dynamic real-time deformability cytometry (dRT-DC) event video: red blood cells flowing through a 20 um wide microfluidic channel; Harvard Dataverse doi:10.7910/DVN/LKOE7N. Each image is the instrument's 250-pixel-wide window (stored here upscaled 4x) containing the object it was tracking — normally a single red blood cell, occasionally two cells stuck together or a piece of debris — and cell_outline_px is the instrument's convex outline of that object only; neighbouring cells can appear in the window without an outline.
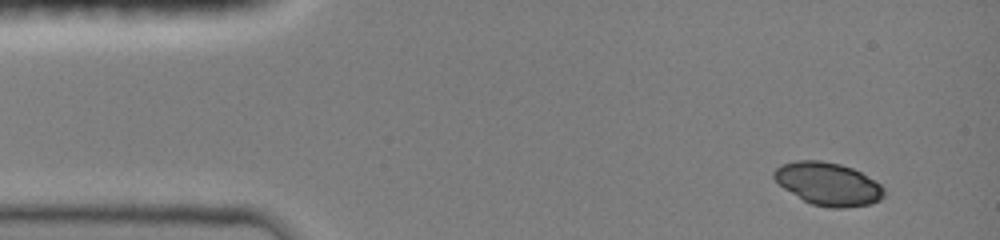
{"species": "common noctule bat (a hibernating species)", "species_latin": "Nyctalus noctula", "temperature_condition": "room temperature", "stored_images_in_passage": 7, "camera_frame_rate_fps": 3000, "um_per_image_px": 0.085, "animal": {"sex": "female", "body_mass_g": 19.0, "forearm_length_mm": 51.5}, "frame": {"image": 1, "passage_image": 1, "time_ms": 0.0, "image_size_px": [1000, 240], "cell_outline_px": [[884, 196], [880, 200], [868, 204], [844, 208], [828, 208], [812, 204], [804, 200], [784, 188], [772, 176], [772, 172], [780, 164], [796, 160], [820, 160], [840, 164], [852, 168], [860, 172], [880, 184], [884, 188]], "centroid_in_image_um": [70.37, 15.62], "position_along_channel_um": 14.6, "area_um2": 27.4}}